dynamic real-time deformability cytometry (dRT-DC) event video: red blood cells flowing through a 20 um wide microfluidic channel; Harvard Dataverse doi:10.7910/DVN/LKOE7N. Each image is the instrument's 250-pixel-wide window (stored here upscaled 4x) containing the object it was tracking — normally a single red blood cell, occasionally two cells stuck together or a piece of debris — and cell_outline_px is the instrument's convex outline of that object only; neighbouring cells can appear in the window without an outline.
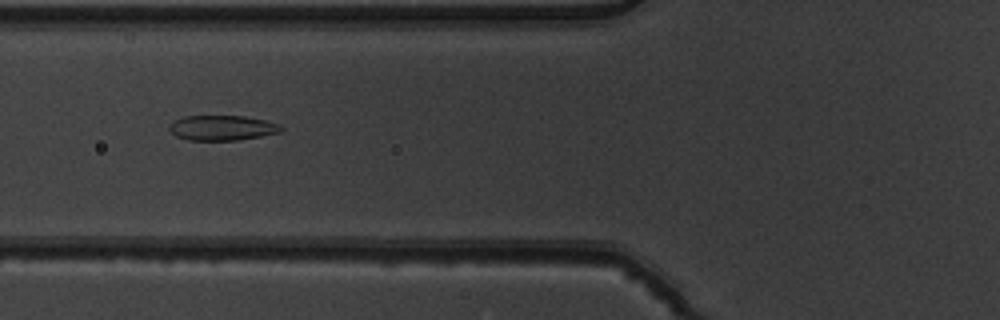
{"species": "common noctule bat (a hibernating species)", "species_latin": "Nyctalus noctula", "temperature_condition": "warm", "stored_images_in_passage": 9, "camera_frame_rate_fps": 3000, "um_per_image_px": 0.085, "animal": {"sex": "male", "body_mass_g": 19.5, "forearm_length_mm": 54.6}, "frame": {"image": 1, "passage_image": 6, "time_ms": 1.667, "image_size_px": [1000, 320], "cell_outline_px": [[284, 128], [280, 132], [240, 140], [188, 140], [176, 136], [168, 128], [176, 120], [184, 116], [244, 116], [264, 120], [280, 124]], "centroid_in_image_um": [18.91, 10.87], "position_along_channel_um": 106.9, "area_um2": 16.18}}
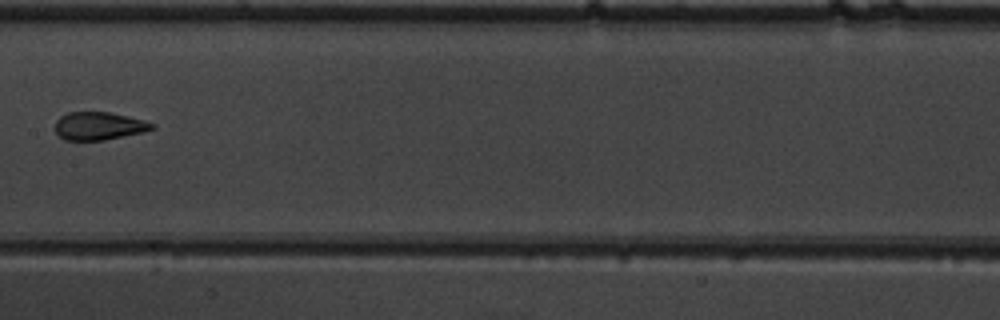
{"frame": {"image": 2, "passage_image": 8, "time_ms": 2.333, "image_size_px": [1000, 320], "cell_outline_px": [[156, 128], [144, 132], [104, 140], [64, 140], [56, 132], [56, 120], [60, 116], [68, 112], [108, 112], [128, 116], [144, 120], [156, 124]], "centroid_in_image_um": [8.44, 10.7], "position_along_channel_um": 199.0, "area_um2": 15.84}}
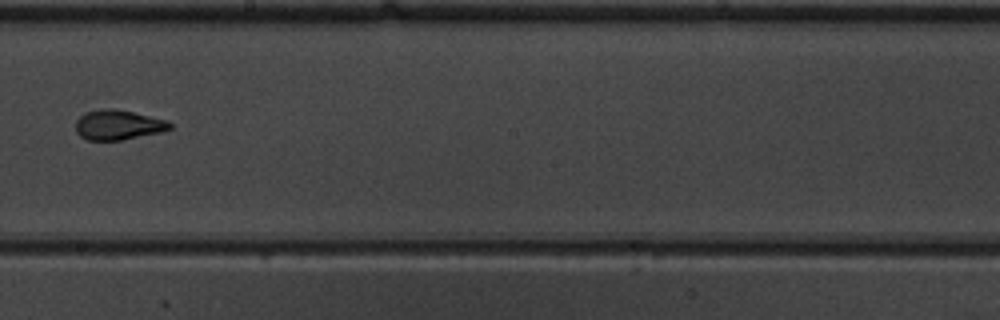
{"frame": {"image": 3, "passage_image": 9, "time_ms": 2.667, "image_size_px": [1000, 320], "cell_outline_px": [[172, 128], [160, 132], [120, 140], [88, 140], [80, 136], [76, 132], [76, 120], [80, 116], [88, 112], [108, 108], [112, 108], [132, 112], [168, 120], [172, 124]], "centroid_in_image_um": [10.05, 10.62], "position_along_channel_um": 238.2, "area_um2": 16.18}}